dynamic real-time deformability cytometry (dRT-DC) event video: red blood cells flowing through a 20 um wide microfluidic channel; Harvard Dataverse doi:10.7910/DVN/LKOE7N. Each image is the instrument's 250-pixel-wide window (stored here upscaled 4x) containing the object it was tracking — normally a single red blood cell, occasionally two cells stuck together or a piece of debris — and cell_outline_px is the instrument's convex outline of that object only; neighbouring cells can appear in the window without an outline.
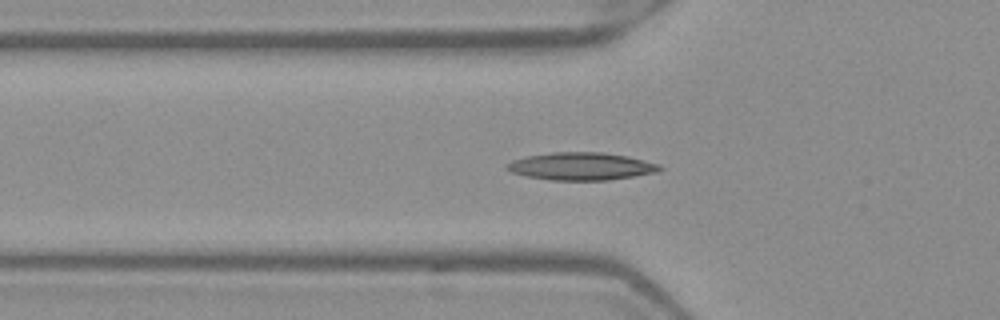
{"species": "Egyptian fruit bat (a non-hibernating species)", "species_latin": "Rousettus aegyptiacus", "temperature_condition": "warm", "stored_images_in_passage": 36, "camera_frame_rate_fps": 3000, "um_per_image_px": 0.085, "frame": {"image": 1, "passage_image": 2, "time_ms": 0.333, "image_size_px": [1000, 320], "cell_outline_px": [[664, 168], [656, 172], [636, 176], [608, 180], [548, 180], [524, 176], [512, 172], [504, 168], [504, 164], [512, 160], [528, 156], [552, 152], [600, 152], [628, 156], [660, 164]], "centroid_in_image_um": [49.38, 14.14], "position_along_channel_um": 76.4, "area_um2": 24.8}}
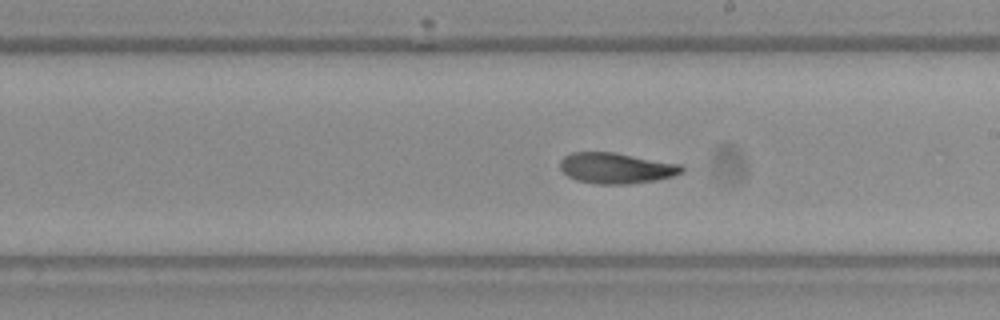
{"frame": {"image": 2, "passage_image": 14, "time_ms": 4.333, "image_size_px": [1000, 320], "cell_outline_px": [[684, 172], [672, 176], [656, 180], [632, 184], [596, 184], [576, 180], [568, 176], [560, 168], [560, 160], [564, 156], [572, 152], [616, 152], [680, 164], [684, 168]], "centroid_in_image_um": [52.38, 14.29], "position_along_channel_um": 236.6, "area_um2": 21.96}}
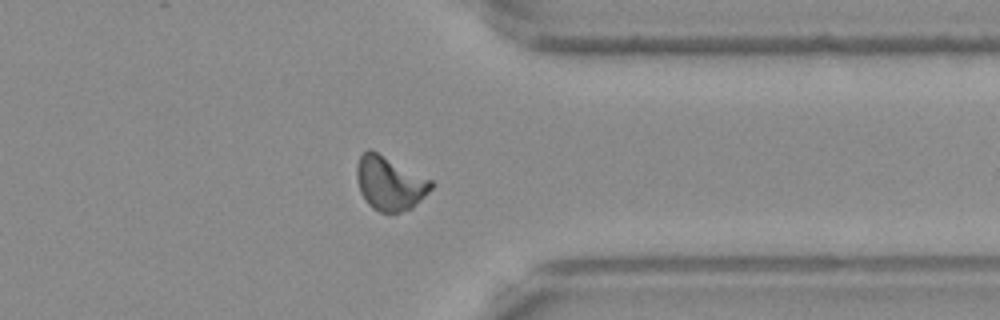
{"frame": {"image": 3, "passage_image": 25, "time_ms": 8.0, "image_size_px": [1000, 320], "cell_outline_px": [[436, 184], [412, 208], [400, 212], [380, 212], [372, 208], [368, 204], [360, 192], [356, 176], [356, 164], [360, 156], [368, 148], [372, 148], [432, 180]], "centroid_in_image_um": [33.12, 15.54], "position_along_channel_um": 378.3, "area_um2": 23.64}, "authors_computed_cell_mechanics": {"area_um2": 21.9351, "velocity_mm_per_s": 3.9841, "shape_relaxation_time_tau1_ms": null, "shape_relaxation_time_tau2_ms": 3.808, "deformation_change_tau1": null, "deformation_change_tau2": 0.1015}}